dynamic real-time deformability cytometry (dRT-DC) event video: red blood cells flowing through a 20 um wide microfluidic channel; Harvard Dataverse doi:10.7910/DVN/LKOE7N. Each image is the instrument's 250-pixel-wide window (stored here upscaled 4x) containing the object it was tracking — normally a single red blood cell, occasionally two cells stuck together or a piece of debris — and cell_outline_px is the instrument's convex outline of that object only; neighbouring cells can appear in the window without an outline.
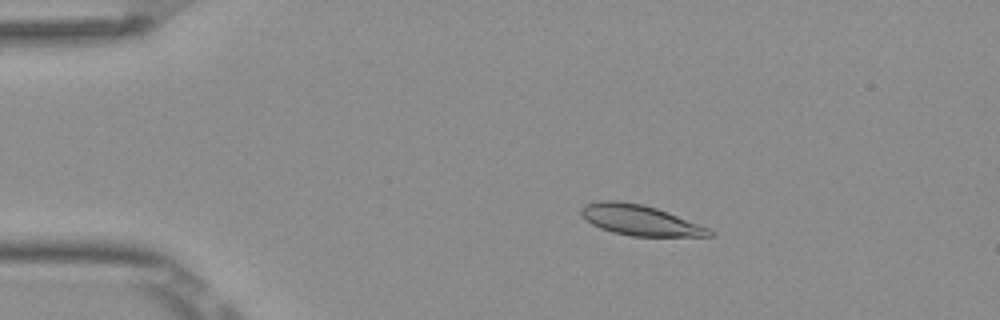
{"species": "Egyptian fruit bat (a non-hibernating species)", "species_latin": "Rousettus aegyptiacus", "temperature_condition": "room temperature", "stored_images_in_passage": 53, "camera_frame_rate_fps": 3000, "um_per_image_px": 0.085, "frame": {"image": 1, "passage_image": 10, "time_ms": 3.0, "image_size_px": [1000, 320], "cell_outline_px": [[716, 232], [712, 236], [632, 236], [612, 232], [600, 228], [592, 224], [580, 212], [580, 208], [584, 204], [600, 200], [616, 200], [644, 204], [668, 212], [708, 228]], "centroid_in_image_um": [54.38, 18.7], "position_along_channel_um": 30.6, "area_um2": 22.66}}
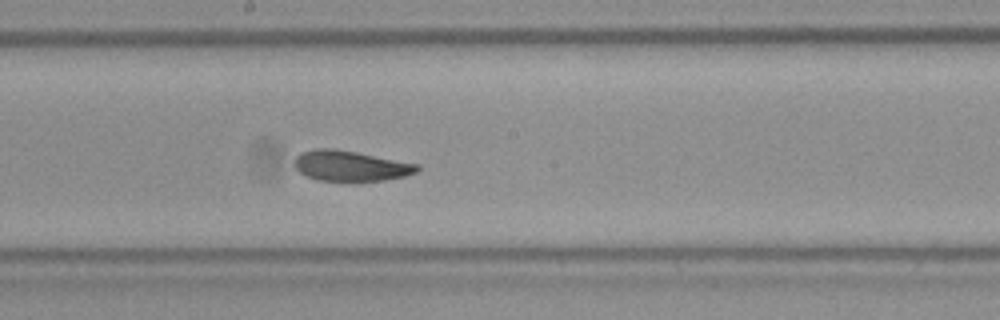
{"frame": {"image": 2, "passage_image": 29, "time_ms": 9.333, "image_size_px": [1000, 320], "cell_outline_px": [[420, 168], [416, 172], [404, 176], [384, 180], [356, 184], [316, 180], [304, 176], [296, 168], [296, 156], [300, 152], [316, 148], [332, 148], [356, 152], [420, 164]], "centroid_in_image_um": [29.79, 14.14], "position_along_channel_um": 218.4, "area_um2": 22.54}}
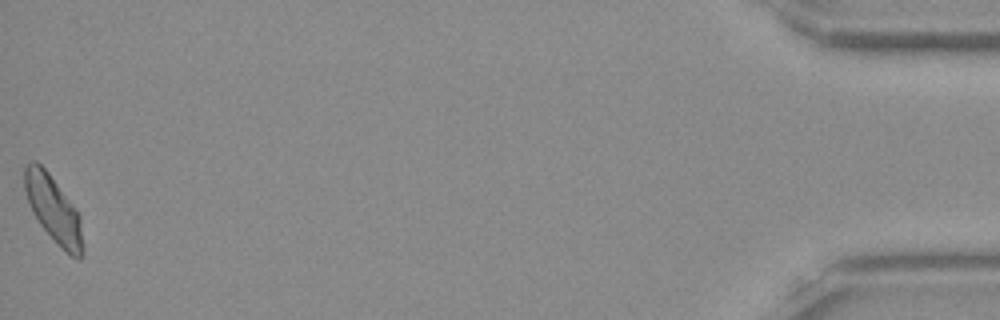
{"frame": {"image": 3, "passage_image": 53, "time_ms": 17.333, "image_size_px": [1000, 320], "cell_outline_px": [[84, 252], [80, 260], [72, 256], [40, 224], [32, 212], [24, 188], [24, 164], [32, 160], [36, 160], [48, 172], [76, 208], [80, 216], [84, 244]], "centroid_in_image_um": [4.55, 17.74], "position_along_channel_um": 430.6, "area_um2": 22.37}, "authors_computed_cell_mechanics": {"area_um2": 22.3686, "velocity_mm_per_s": 3.8518, "shape_relaxation_time_tau1_ms": 3.3242, "shape_relaxation_time_tau2_ms": 1.466, "deformation_change_tau1": 0.1098, "deformation_change_tau2": 0.0631}}